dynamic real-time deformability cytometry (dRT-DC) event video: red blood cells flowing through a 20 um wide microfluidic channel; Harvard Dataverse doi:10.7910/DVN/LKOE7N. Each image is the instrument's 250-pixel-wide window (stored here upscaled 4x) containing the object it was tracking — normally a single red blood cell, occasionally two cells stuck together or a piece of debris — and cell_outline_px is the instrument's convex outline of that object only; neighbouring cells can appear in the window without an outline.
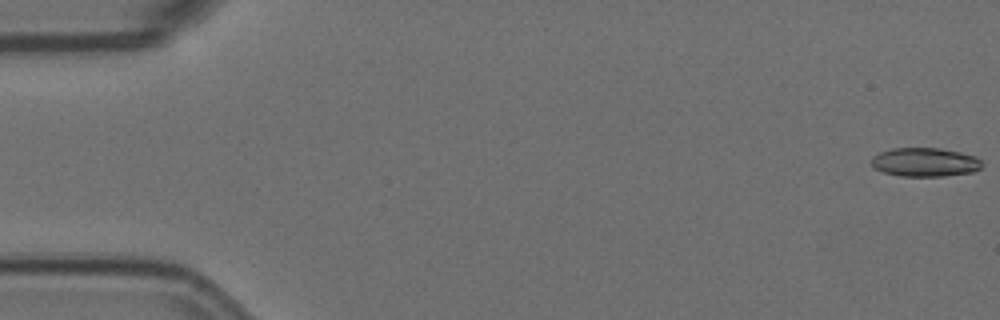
{"species": "Egyptian fruit bat (a non-hibernating species)", "species_latin": "Rousettus aegyptiacus", "temperature_condition": "room temperature", "stored_images_in_passage": 57, "camera_frame_rate_fps": 3000, "um_per_image_px": 0.085, "animal": {"sex": "female"}, "frame": {"image": 1, "passage_image": 1, "time_ms": 0.0, "image_size_px": [1000, 320], "cell_outline_px": [[984, 164], [980, 168], [972, 172], [944, 176], [900, 176], [884, 172], [876, 168], [872, 164], [872, 156], [880, 152], [892, 148], [940, 148], [960, 152], [976, 156]], "centroid_in_image_um": [78.64, 13.78], "position_along_channel_um": 6.4, "area_um2": 18.55}}
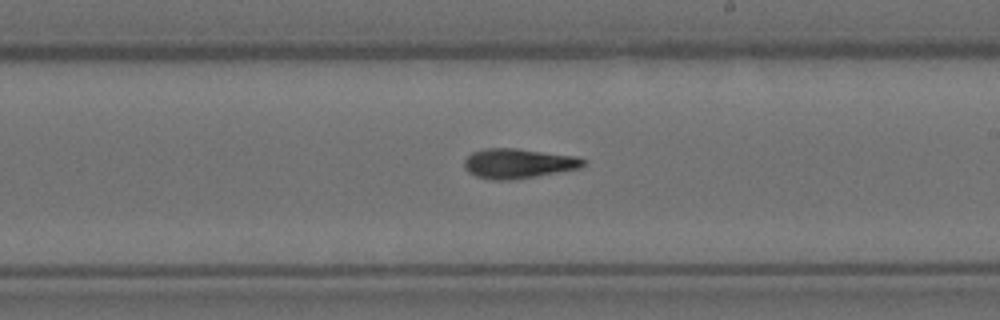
{"frame": {"image": 2, "passage_image": 33, "time_ms": 10.667, "image_size_px": [1000, 320], "cell_outline_px": [[588, 160], [580, 168], [536, 176], [508, 180], [492, 180], [476, 176], [468, 172], [464, 168], [464, 160], [472, 152], [484, 148], [516, 148], [580, 156]], "centroid_in_image_um": [44.07, 13.88], "position_along_channel_um": 244.9, "area_um2": 20.87}}
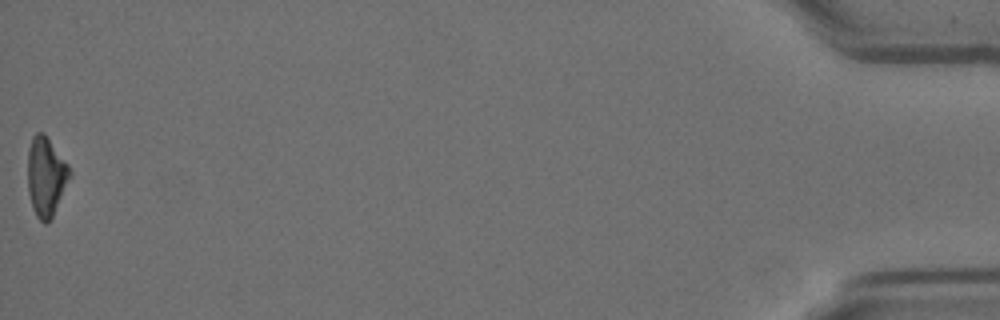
{"frame": {"image": 3, "passage_image": 57, "time_ms": 18.667, "image_size_px": [1000, 320], "cell_outline_px": [[72, 176], [52, 216], [44, 224], [36, 216], [32, 208], [28, 192], [28, 148], [32, 136], [36, 132], [44, 132], [68, 164], [72, 172]], "centroid_in_image_um": [3.91, 14.98], "position_along_channel_um": 431.3, "area_um2": 19.54}, "authors_computed_cell_mechanics": {"area_um2": 19.941, "velocity_mm_per_s": 3.6015, "shape_relaxation_time_tau1_ms": 10.5188, "shape_relaxation_time_tau2_ms": 8.8377, "deformation_change_tau1": 0.2572, "deformation_change_tau2": 0.214}}